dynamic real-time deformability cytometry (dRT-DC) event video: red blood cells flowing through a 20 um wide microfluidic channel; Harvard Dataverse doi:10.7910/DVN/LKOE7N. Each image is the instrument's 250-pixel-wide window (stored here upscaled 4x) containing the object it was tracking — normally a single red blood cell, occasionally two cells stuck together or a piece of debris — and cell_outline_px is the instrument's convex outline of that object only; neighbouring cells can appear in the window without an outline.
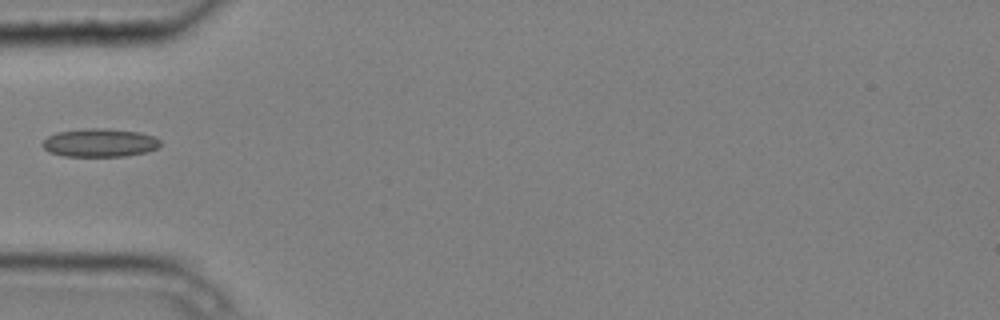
{"species": "common noctule bat (a hibernating species)", "species_latin": "Nyctalus noctula", "temperature_condition": "cold", "stored_images_in_passage": 4, "camera_frame_rate_fps": 3000, "um_per_image_px": 0.085, "animal": {"sex": "male", "body_mass_g": 20.4}, "frame": {"image": 1, "passage_image": 4, "time_ms": 1.0, "image_size_px": [1000, 320], "cell_outline_px": [[160, 144], [156, 148], [144, 152], [124, 156], [64, 156], [48, 152], [40, 144], [48, 136], [56, 132], [84, 128], [108, 128], [140, 132], [156, 136], [160, 140]], "centroid_in_image_um": [8.45, 12.12], "position_along_channel_um": 76.5, "area_um2": 19.59}}